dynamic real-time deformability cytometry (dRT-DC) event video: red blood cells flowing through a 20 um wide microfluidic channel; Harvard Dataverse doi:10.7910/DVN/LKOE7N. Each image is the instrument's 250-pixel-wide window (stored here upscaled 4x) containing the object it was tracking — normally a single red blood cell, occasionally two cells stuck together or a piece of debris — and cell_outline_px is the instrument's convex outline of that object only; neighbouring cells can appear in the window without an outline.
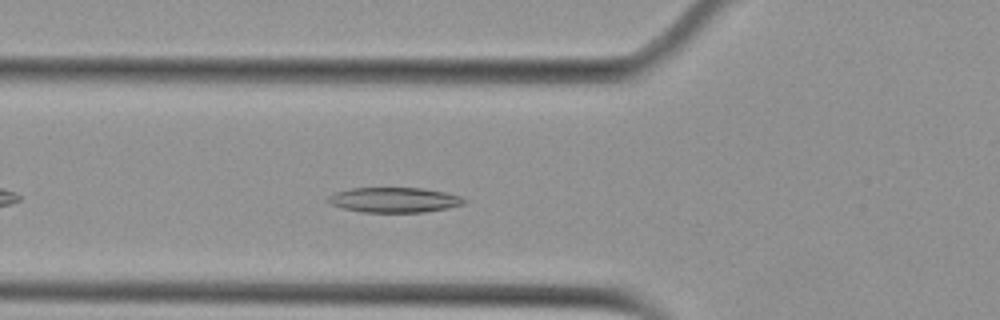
{"species": "Egyptian fruit bat (a non-hibernating species)", "species_latin": "Rousettus aegyptiacus", "temperature_condition": "cold", "stored_images_in_passage": 13, "camera_frame_rate_fps": 3000, "um_per_image_px": 0.085, "animal": {"sex": "female"}, "frame": {"image": 1, "passage_image": 7, "time_ms": 2.0, "image_size_px": [1000, 320], "cell_outline_px": [[468, 200], [464, 204], [448, 208], [424, 212], [364, 212], [344, 208], [328, 204], [328, 196], [332, 192], [352, 188], [420, 188], [444, 192], [460, 196]], "centroid_in_image_um": [33.49, 16.99], "position_along_channel_um": 92.3, "area_um2": 19.88}}
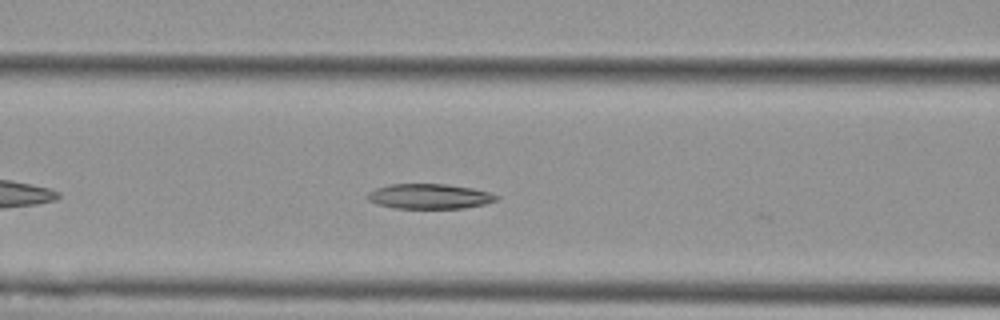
{"frame": {"image": 2, "passage_image": 10, "time_ms": 3.0, "image_size_px": [1000, 320], "cell_outline_px": [[500, 196], [496, 200], [484, 204], [464, 208], [396, 208], [376, 204], [368, 200], [368, 192], [376, 188], [388, 184], [444, 184], [472, 188], [488, 192]], "centroid_in_image_um": [36.48, 16.69], "position_along_channel_um": 130.1, "area_um2": 18.67}}